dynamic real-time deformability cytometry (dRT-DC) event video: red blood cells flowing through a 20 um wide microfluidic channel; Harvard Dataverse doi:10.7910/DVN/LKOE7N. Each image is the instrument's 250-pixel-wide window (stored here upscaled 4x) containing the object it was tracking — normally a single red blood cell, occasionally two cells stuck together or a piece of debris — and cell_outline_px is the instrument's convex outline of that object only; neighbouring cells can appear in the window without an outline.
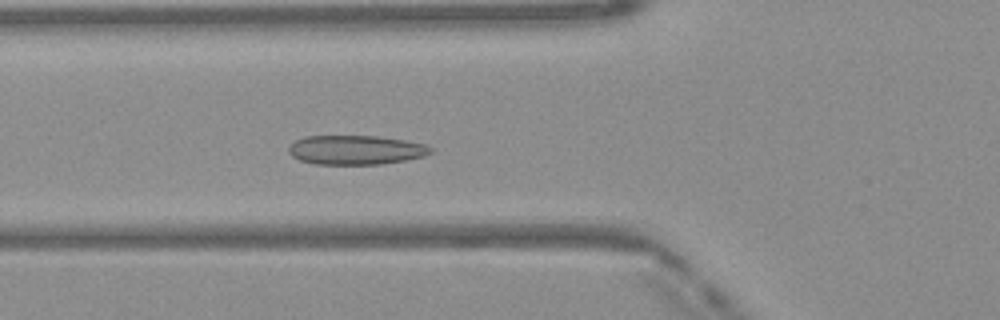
{"species": "Egyptian fruit bat (a non-hibernating species)", "species_latin": "Rousettus aegyptiacus", "temperature_condition": "warm", "stored_images_in_passage": 48, "camera_frame_rate_fps": 3000, "um_per_image_px": 0.085, "frame": {"image": 1, "passage_image": 17, "time_ms": 5.333, "image_size_px": [1000, 320], "cell_outline_px": [[432, 152], [424, 156], [404, 160], [380, 164], [316, 164], [300, 160], [292, 156], [288, 152], [288, 148], [296, 140], [304, 136], [380, 136], [404, 140], [424, 144], [432, 148]], "centroid_in_image_um": [30.23, 12.74], "position_along_channel_um": 95.6, "area_um2": 24.1}}
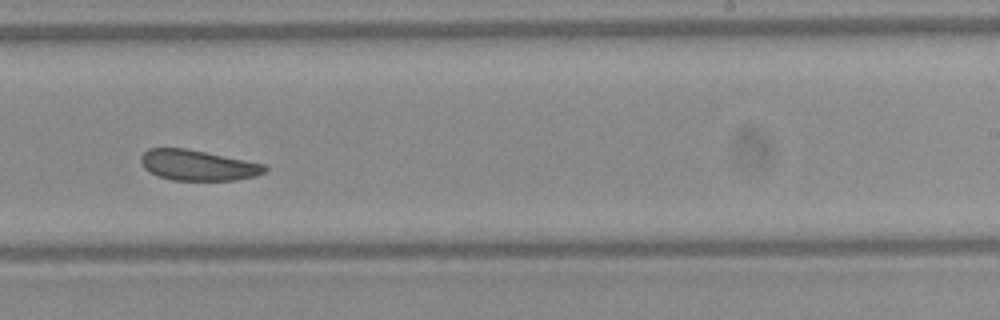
{"frame": {"image": 2, "passage_image": 30, "time_ms": 9.667, "image_size_px": [1000, 320], "cell_outline_px": [[268, 168], [264, 172], [256, 176], [236, 180], [172, 180], [156, 176], [148, 172], [144, 168], [140, 160], [140, 156], [148, 148], [184, 148], [264, 164]], "centroid_in_image_um": [16.76, 14.05], "position_along_channel_um": 272.2, "area_um2": 21.96}}
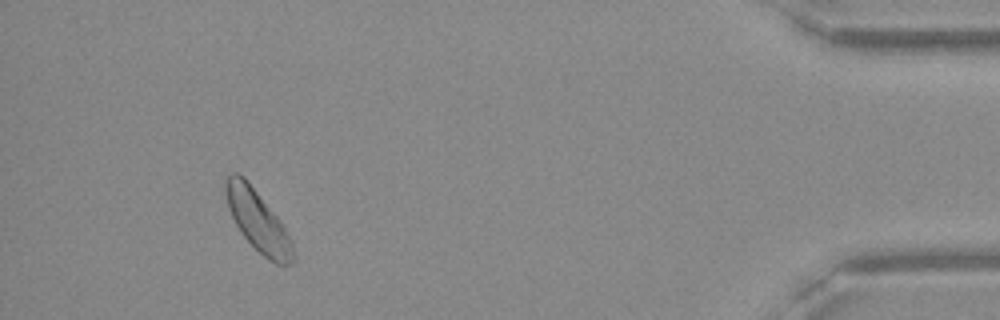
{"frame": {"image": 3, "passage_image": 45, "time_ms": 14.667, "image_size_px": [1000, 320], "cell_outline_px": [[296, 260], [292, 264], [276, 264], [268, 260], [240, 232], [228, 208], [224, 196], [224, 180], [232, 172], [236, 172], [244, 176], [280, 220], [292, 240], [296, 256]], "centroid_in_image_um": [21.92, 18.76], "position_along_channel_um": 413.3, "area_um2": 24.1}, "authors_computed_cell_mechanics": {"area_um2": 23.5535, "velocity_mm_per_s": 4.0711, "shape_relaxation_time_tau1_ms": null, "shape_relaxation_time_tau2_ms": 4.1114, "deformation_change_tau1": null, "deformation_change_tau2": 0.0773}}